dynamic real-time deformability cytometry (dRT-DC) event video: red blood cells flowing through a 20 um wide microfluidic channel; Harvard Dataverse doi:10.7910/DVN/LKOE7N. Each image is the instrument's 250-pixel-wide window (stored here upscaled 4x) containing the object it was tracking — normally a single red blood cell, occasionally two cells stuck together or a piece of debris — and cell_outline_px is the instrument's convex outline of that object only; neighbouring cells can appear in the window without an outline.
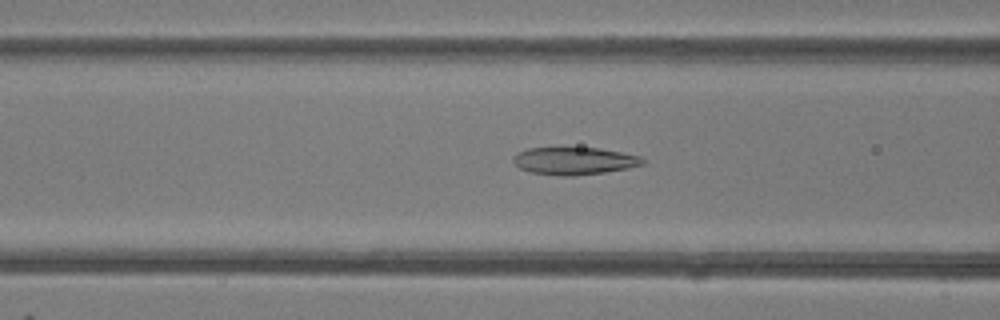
{"species": "common noctule bat (a hibernating species)", "species_latin": "Nyctalus noctula", "temperature_condition": "room temperature", "stored_images_in_passage": 44, "camera_frame_rate_fps": 3000, "um_per_image_px": 0.085, "animal": {"sex": "female"}, "frame": {"image": 1, "passage_image": 15, "time_ms": 4.667, "image_size_px": [1000, 320], "cell_outline_px": [[644, 164], [628, 168], [604, 172], [572, 176], [560, 176], [528, 172], [520, 168], [512, 160], [512, 156], [528, 148], [600, 148], [640, 156], [644, 160]], "centroid_in_image_um": [48.79, 13.68], "position_along_channel_um": 117.8, "area_um2": 20.63}}
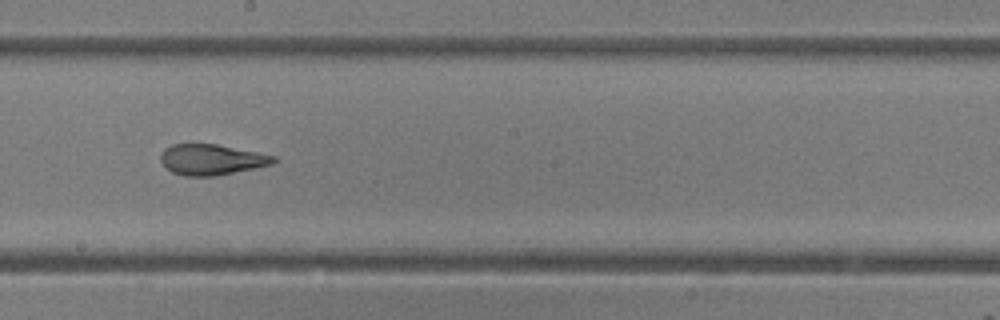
{"frame": {"image": 2, "passage_image": 23, "time_ms": 7.333, "image_size_px": [1000, 320], "cell_outline_px": [[276, 160], [272, 164], [256, 168], [216, 176], [184, 176], [172, 172], [164, 168], [160, 160], [160, 156], [164, 148], [172, 144], [216, 144], [276, 156]], "centroid_in_image_um": [17.94, 13.57], "position_along_channel_um": 230.3, "area_um2": 20.29}}
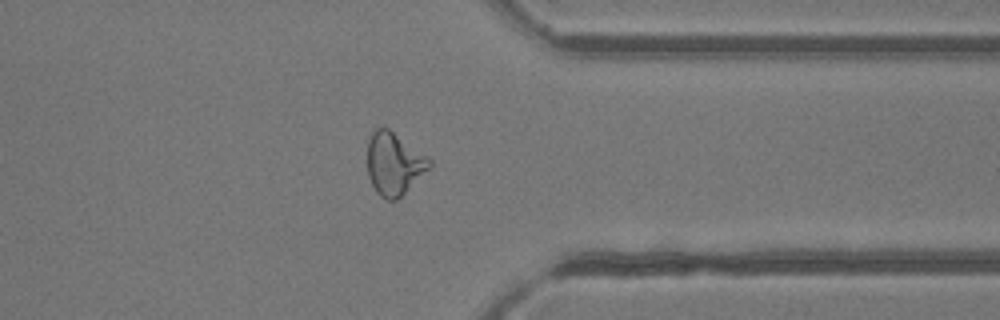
{"frame": {"image": 3, "passage_image": 34, "time_ms": 11.0, "image_size_px": [1000, 320], "cell_outline_px": [[432, 168], [396, 200], [388, 200], [380, 196], [376, 192], [368, 176], [368, 140], [372, 132], [376, 128], [388, 128], [428, 156], [432, 160]], "centroid_in_image_um": [33.52, 13.92], "position_along_channel_um": 377.9, "area_um2": 22.72}, "authors_computed_cell_mechanics": {"area_um2": 22.5709, "velocity_mm_per_s": 4.215, "shape_relaxation_time_tau1_ms": 10.1014, "shape_relaxation_time_tau2_ms": 1.6361, "deformation_change_tau1": 0.2725, "deformation_change_tau2": 0.102}}